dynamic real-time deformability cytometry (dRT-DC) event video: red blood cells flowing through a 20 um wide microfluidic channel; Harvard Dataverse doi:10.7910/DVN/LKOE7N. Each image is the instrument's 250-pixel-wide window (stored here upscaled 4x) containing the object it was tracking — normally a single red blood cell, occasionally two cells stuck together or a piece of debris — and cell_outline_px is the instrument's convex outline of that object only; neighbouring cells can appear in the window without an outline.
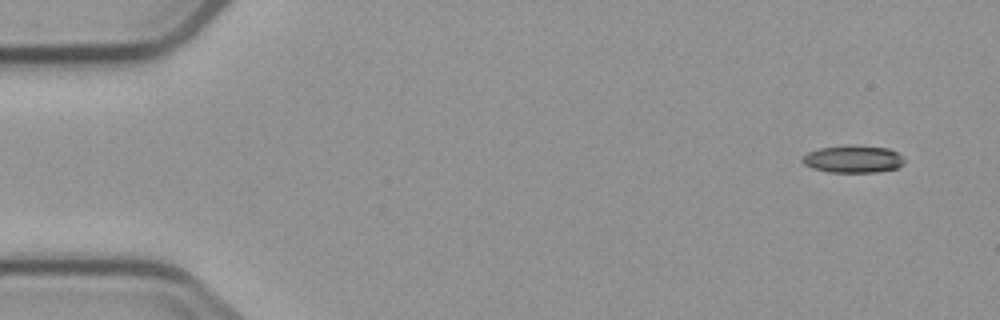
{"species": "common noctule bat (a hibernating species)", "species_latin": "Nyctalus noctula", "temperature_condition": "cold", "stored_images_in_passage": 5, "camera_frame_rate_fps": 3000, "um_per_image_px": 0.085, "animal": {"sex": "male", "body_mass_g": 23.1, "forearm_length_mm": 52.7}, "frame": {"image": 1, "passage_image": 1, "time_ms": 0.0, "image_size_px": [1000, 320], "cell_outline_px": [[904, 164], [896, 168], [876, 172], [828, 172], [812, 168], [804, 164], [800, 160], [808, 152], [820, 148], [888, 148], [896, 152], [904, 160]], "centroid_in_image_um": [72.49, 13.58], "position_along_channel_um": 12.5, "area_um2": 15.32}}